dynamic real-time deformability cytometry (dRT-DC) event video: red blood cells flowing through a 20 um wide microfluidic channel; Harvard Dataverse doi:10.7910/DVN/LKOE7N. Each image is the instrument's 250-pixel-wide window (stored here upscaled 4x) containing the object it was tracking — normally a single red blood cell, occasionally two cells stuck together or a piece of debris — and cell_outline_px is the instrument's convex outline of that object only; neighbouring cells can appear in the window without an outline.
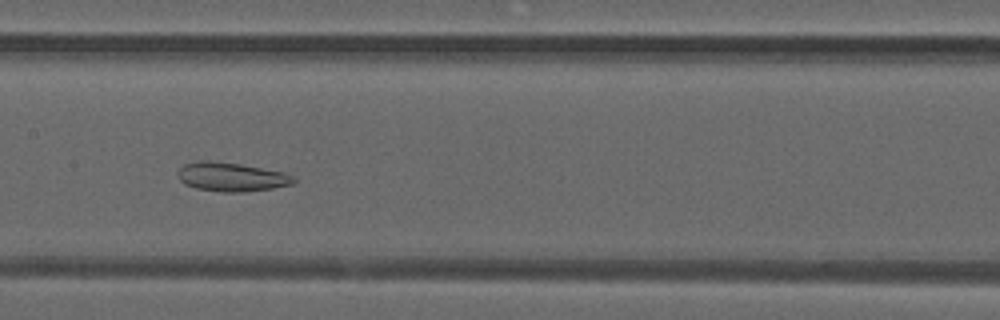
{"species": "common noctule bat (a hibernating species)", "species_latin": "Nyctalus noctula", "temperature_condition": "warm", "stored_images_in_passage": 46, "camera_frame_rate_fps": 3000, "um_per_image_px": 0.085, "animal": {"sex": "male", "forearm_length_mm": 52.5}, "frame": {"image": 1, "passage_image": 22, "time_ms": 7.0, "image_size_px": [1000, 320], "cell_outline_px": [[296, 180], [292, 184], [272, 188], [244, 192], [224, 192], [196, 188], [184, 184], [176, 176], [176, 172], [184, 164], [196, 160], [208, 160], [240, 164], [284, 172], [296, 176]], "centroid_in_image_um": [19.64, 15.03], "position_along_channel_um": 187.8, "area_um2": 19.71}}
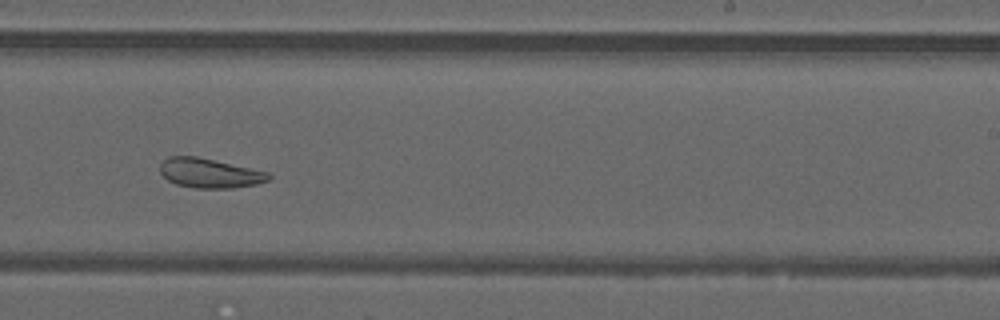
{"frame": {"image": 2, "passage_image": 28, "time_ms": 9.0, "image_size_px": [1000, 320], "cell_outline_px": [[272, 176], [268, 180], [256, 184], [232, 188], [196, 188], [176, 184], [168, 180], [160, 172], [160, 164], [168, 156], [196, 156], [272, 172]], "centroid_in_image_um": [17.85, 14.71], "position_along_channel_um": 271.1, "area_um2": 18.79}}
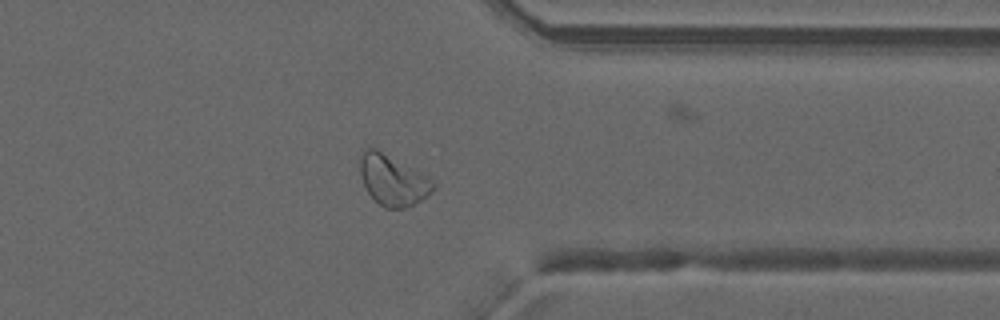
{"frame": {"image": 3, "passage_image": 36, "time_ms": 11.667, "image_size_px": [1000, 320], "cell_outline_px": [[436, 188], [432, 192], [420, 200], [404, 208], [384, 208], [368, 192], [364, 184], [360, 172], [360, 156], [364, 148], [376, 148], [432, 180], [436, 184]], "centroid_in_image_um": [33.37, 15.31], "position_along_channel_um": 378.0, "area_um2": 20.98}, "authors_computed_cell_mechanics": {"area_um2": 24.1315, "velocity_mm_per_s": 4.1972, "shape_relaxation_time_tau1_ms": null, "shape_relaxation_time_tau2_ms": 3.2725, "deformation_change_tau1": null, "deformation_change_tau2": 0.1132}}